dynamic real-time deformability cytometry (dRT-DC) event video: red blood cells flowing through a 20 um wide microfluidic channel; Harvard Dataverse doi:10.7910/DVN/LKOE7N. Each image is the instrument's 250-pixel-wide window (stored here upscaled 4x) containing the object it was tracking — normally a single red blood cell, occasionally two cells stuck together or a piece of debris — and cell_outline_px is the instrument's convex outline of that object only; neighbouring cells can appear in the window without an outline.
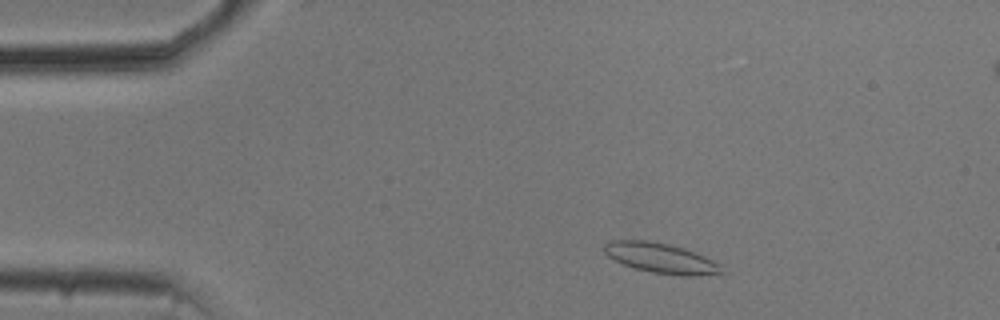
{"species": "common noctule bat (a hibernating species)", "species_latin": "Nyctalus noctula", "temperature_condition": "cold", "stored_images_in_passage": 52, "camera_frame_rate_fps": 3000, "um_per_image_px": 0.085, "animal": {"sex": "male", "body_mass_g": 20.5, "forearm_length_mm": 52.5}, "frame": {"image": 1, "passage_image": 6, "time_ms": 1.667, "image_size_px": [1000, 320], "cell_outline_px": [[724, 272], [692, 276], [684, 276], [652, 272], [636, 268], [624, 264], [608, 256], [604, 252], [604, 244], [608, 240], [648, 240], [668, 244], [684, 248], [704, 256], [720, 264]], "centroid_in_image_um": [56.15, 21.92], "position_along_channel_um": 28.8, "area_um2": 20.35}}
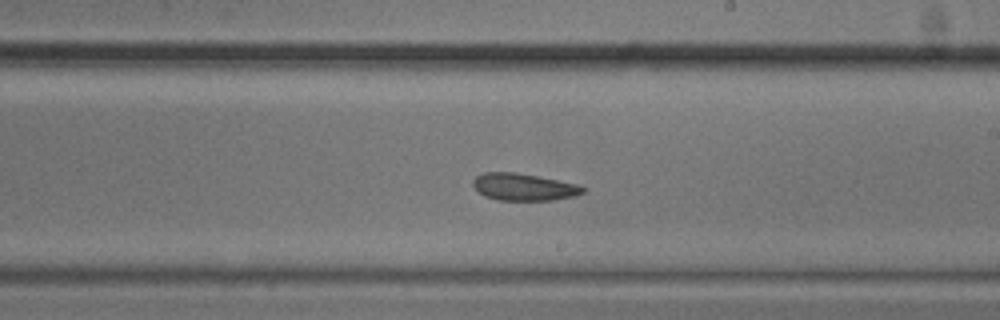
{"frame": {"image": 2, "passage_image": 28, "time_ms": 9.0, "image_size_px": [1000, 320], "cell_outline_px": [[588, 188], [584, 192], [576, 196], [552, 200], [496, 200], [484, 196], [472, 184], [472, 180], [476, 176], [484, 172], [516, 172], [576, 184]], "centroid_in_image_um": [44.52, 15.9], "position_along_channel_um": 244.5, "area_um2": 17.34}}
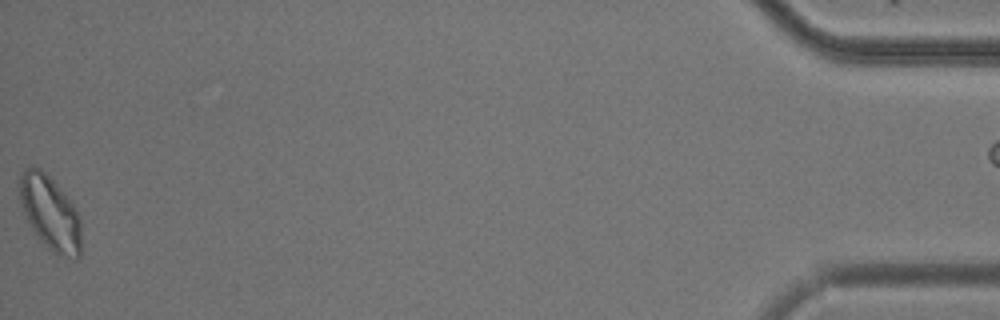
{"frame": {"image": 3, "passage_image": 51, "time_ms": 16.667, "image_size_px": [1000, 320], "cell_outline_px": [[80, 256], [76, 260], [72, 260], [52, 252], [48, 248], [28, 224], [20, 204], [20, 172], [24, 168], [32, 164], [40, 168], [72, 200], [80, 220]], "centroid_in_image_um": [4.26, 18.09], "position_along_channel_um": 430.9, "area_um2": 26.88}}